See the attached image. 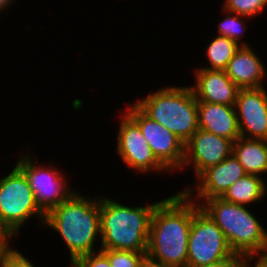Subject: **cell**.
<instances>
[{
	"label": "cell",
	"mask_w": 267,
	"mask_h": 267,
	"mask_svg": "<svg viewBox=\"0 0 267 267\" xmlns=\"http://www.w3.org/2000/svg\"><path fill=\"white\" fill-rule=\"evenodd\" d=\"M191 189L157 203L153 210L146 256L169 267H187L188 238L194 209Z\"/></svg>",
	"instance_id": "6da1fadb"
},
{
	"label": "cell",
	"mask_w": 267,
	"mask_h": 267,
	"mask_svg": "<svg viewBox=\"0 0 267 267\" xmlns=\"http://www.w3.org/2000/svg\"><path fill=\"white\" fill-rule=\"evenodd\" d=\"M44 224L62 236L74 264L80 257L94 253L95 238L100 234V199L84 198L74 191L45 215Z\"/></svg>",
	"instance_id": "7a4b0ae2"
},
{
	"label": "cell",
	"mask_w": 267,
	"mask_h": 267,
	"mask_svg": "<svg viewBox=\"0 0 267 267\" xmlns=\"http://www.w3.org/2000/svg\"><path fill=\"white\" fill-rule=\"evenodd\" d=\"M157 203L134 208L121 205L110 198H101L100 248L146 254L151 216Z\"/></svg>",
	"instance_id": "3957f363"
},
{
	"label": "cell",
	"mask_w": 267,
	"mask_h": 267,
	"mask_svg": "<svg viewBox=\"0 0 267 267\" xmlns=\"http://www.w3.org/2000/svg\"><path fill=\"white\" fill-rule=\"evenodd\" d=\"M200 207L222 230L231 250L238 255L267 253V232L243 205L213 197Z\"/></svg>",
	"instance_id": "277c9868"
},
{
	"label": "cell",
	"mask_w": 267,
	"mask_h": 267,
	"mask_svg": "<svg viewBox=\"0 0 267 267\" xmlns=\"http://www.w3.org/2000/svg\"><path fill=\"white\" fill-rule=\"evenodd\" d=\"M134 104L184 144L199 129L197 100L191 86L166 87Z\"/></svg>",
	"instance_id": "5b68a950"
},
{
	"label": "cell",
	"mask_w": 267,
	"mask_h": 267,
	"mask_svg": "<svg viewBox=\"0 0 267 267\" xmlns=\"http://www.w3.org/2000/svg\"><path fill=\"white\" fill-rule=\"evenodd\" d=\"M33 215H40L44 223L45 214L36 204L24 172L16 165L0 179V222L14 237L19 227Z\"/></svg>",
	"instance_id": "8992f818"
},
{
	"label": "cell",
	"mask_w": 267,
	"mask_h": 267,
	"mask_svg": "<svg viewBox=\"0 0 267 267\" xmlns=\"http://www.w3.org/2000/svg\"><path fill=\"white\" fill-rule=\"evenodd\" d=\"M234 254L222 230L198 204L189 232L187 266L212 264Z\"/></svg>",
	"instance_id": "52a82bcc"
},
{
	"label": "cell",
	"mask_w": 267,
	"mask_h": 267,
	"mask_svg": "<svg viewBox=\"0 0 267 267\" xmlns=\"http://www.w3.org/2000/svg\"><path fill=\"white\" fill-rule=\"evenodd\" d=\"M16 165L24 172L34 193L36 204L45 215L74 192L67 187L68 183L63 174L54 168L43 169L27 154L20 158Z\"/></svg>",
	"instance_id": "ba28073f"
},
{
	"label": "cell",
	"mask_w": 267,
	"mask_h": 267,
	"mask_svg": "<svg viewBox=\"0 0 267 267\" xmlns=\"http://www.w3.org/2000/svg\"><path fill=\"white\" fill-rule=\"evenodd\" d=\"M125 113L139 126L153 154L166 169L182 168L185 144L175 134L150 119L135 104Z\"/></svg>",
	"instance_id": "9c48e42d"
},
{
	"label": "cell",
	"mask_w": 267,
	"mask_h": 267,
	"mask_svg": "<svg viewBox=\"0 0 267 267\" xmlns=\"http://www.w3.org/2000/svg\"><path fill=\"white\" fill-rule=\"evenodd\" d=\"M117 143L118 154L129 167L142 172L166 170L153 154L139 126L126 113L120 123Z\"/></svg>",
	"instance_id": "30bf717a"
},
{
	"label": "cell",
	"mask_w": 267,
	"mask_h": 267,
	"mask_svg": "<svg viewBox=\"0 0 267 267\" xmlns=\"http://www.w3.org/2000/svg\"><path fill=\"white\" fill-rule=\"evenodd\" d=\"M235 110L239 112L236 115L240 137L267 140V91L264 87L240 89Z\"/></svg>",
	"instance_id": "8fae6325"
},
{
	"label": "cell",
	"mask_w": 267,
	"mask_h": 267,
	"mask_svg": "<svg viewBox=\"0 0 267 267\" xmlns=\"http://www.w3.org/2000/svg\"><path fill=\"white\" fill-rule=\"evenodd\" d=\"M233 142L225 137L198 129L184 145V162L194 163L198 177L207 168L217 165L232 154ZM192 160V162H191Z\"/></svg>",
	"instance_id": "7c38bea8"
},
{
	"label": "cell",
	"mask_w": 267,
	"mask_h": 267,
	"mask_svg": "<svg viewBox=\"0 0 267 267\" xmlns=\"http://www.w3.org/2000/svg\"><path fill=\"white\" fill-rule=\"evenodd\" d=\"M195 74L196 85L191 88L197 101L235 106L240 88L225 71L199 68Z\"/></svg>",
	"instance_id": "4fadbf2b"
},
{
	"label": "cell",
	"mask_w": 267,
	"mask_h": 267,
	"mask_svg": "<svg viewBox=\"0 0 267 267\" xmlns=\"http://www.w3.org/2000/svg\"><path fill=\"white\" fill-rule=\"evenodd\" d=\"M246 174L239 160L231 154L198 176L200 183L196 187L198 188L197 197L202 198L203 201L213 197H221L231 185Z\"/></svg>",
	"instance_id": "5bb4252c"
},
{
	"label": "cell",
	"mask_w": 267,
	"mask_h": 267,
	"mask_svg": "<svg viewBox=\"0 0 267 267\" xmlns=\"http://www.w3.org/2000/svg\"><path fill=\"white\" fill-rule=\"evenodd\" d=\"M199 129L225 137L233 143L240 137L235 106L197 101Z\"/></svg>",
	"instance_id": "9a60e30c"
},
{
	"label": "cell",
	"mask_w": 267,
	"mask_h": 267,
	"mask_svg": "<svg viewBox=\"0 0 267 267\" xmlns=\"http://www.w3.org/2000/svg\"><path fill=\"white\" fill-rule=\"evenodd\" d=\"M260 58L248 46H240L229 61L225 72L227 76L240 88H262L265 69Z\"/></svg>",
	"instance_id": "2e32d148"
},
{
	"label": "cell",
	"mask_w": 267,
	"mask_h": 267,
	"mask_svg": "<svg viewBox=\"0 0 267 267\" xmlns=\"http://www.w3.org/2000/svg\"><path fill=\"white\" fill-rule=\"evenodd\" d=\"M232 155L247 174L267 173V140L239 137L232 145Z\"/></svg>",
	"instance_id": "e0dca14e"
},
{
	"label": "cell",
	"mask_w": 267,
	"mask_h": 267,
	"mask_svg": "<svg viewBox=\"0 0 267 267\" xmlns=\"http://www.w3.org/2000/svg\"><path fill=\"white\" fill-rule=\"evenodd\" d=\"M266 185L261 176L246 174L231 185L221 198L238 205L260 201L265 195Z\"/></svg>",
	"instance_id": "ac0fdd59"
},
{
	"label": "cell",
	"mask_w": 267,
	"mask_h": 267,
	"mask_svg": "<svg viewBox=\"0 0 267 267\" xmlns=\"http://www.w3.org/2000/svg\"><path fill=\"white\" fill-rule=\"evenodd\" d=\"M240 46L248 45L244 42L238 45L232 39L218 35L207 46L206 53L211 66L205 67V69L225 71L229 61Z\"/></svg>",
	"instance_id": "d6986e66"
},
{
	"label": "cell",
	"mask_w": 267,
	"mask_h": 267,
	"mask_svg": "<svg viewBox=\"0 0 267 267\" xmlns=\"http://www.w3.org/2000/svg\"><path fill=\"white\" fill-rule=\"evenodd\" d=\"M109 259L111 267H140L146 254L129 250L100 249Z\"/></svg>",
	"instance_id": "ffe728a7"
},
{
	"label": "cell",
	"mask_w": 267,
	"mask_h": 267,
	"mask_svg": "<svg viewBox=\"0 0 267 267\" xmlns=\"http://www.w3.org/2000/svg\"><path fill=\"white\" fill-rule=\"evenodd\" d=\"M227 17L224 18V20L219 23V27H218V35L221 36H225L229 39H232L234 42H236L238 45L239 41L241 40V36L244 33V31L246 30L244 21L241 20L243 18L240 17H244L246 18L247 16H243V15H239L236 13H232L229 11H226ZM231 14V16H230ZM244 30V31H243Z\"/></svg>",
	"instance_id": "44dd1931"
},
{
	"label": "cell",
	"mask_w": 267,
	"mask_h": 267,
	"mask_svg": "<svg viewBox=\"0 0 267 267\" xmlns=\"http://www.w3.org/2000/svg\"><path fill=\"white\" fill-rule=\"evenodd\" d=\"M267 6V0H225V11L251 17L257 15Z\"/></svg>",
	"instance_id": "7402d4cb"
},
{
	"label": "cell",
	"mask_w": 267,
	"mask_h": 267,
	"mask_svg": "<svg viewBox=\"0 0 267 267\" xmlns=\"http://www.w3.org/2000/svg\"><path fill=\"white\" fill-rule=\"evenodd\" d=\"M73 267H111L108 257L101 251L80 257Z\"/></svg>",
	"instance_id": "603a6c76"
},
{
	"label": "cell",
	"mask_w": 267,
	"mask_h": 267,
	"mask_svg": "<svg viewBox=\"0 0 267 267\" xmlns=\"http://www.w3.org/2000/svg\"><path fill=\"white\" fill-rule=\"evenodd\" d=\"M0 267H34L19 251L11 249L5 253Z\"/></svg>",
	"instance_id": "cb8c5ba5"
},
{
	"label": "cell",
	"mask_w": 267,
	"mask_h": 267,
	"mask_svg": "<svg viewBox=\"0 0 267 267\" xmlns=\"http://www.w3.org/2000/svg\"><path fill=\"white\" fill-rule=\"evenodd\" d=\"M241 255L234 254L232 257L220 260L218 262L201 265V266H187V267H240Z\"/></svg>",
	"instance_id": "d4e9b609"
},
{
	"label": "cell",
	"mask_w": 267,
	"mask_h": 267,
	"mask_svg": "<svg viewBox=\"0 0 267 267\" xmlns=\"http://www.w3.org/2000/svg\"><path fill=\"white\" fill-rule=\"evenodd\" d=\"M241 263L240 267H248L247 258L250 260H254L253 255H242L241 256ZM254 267H267V253L266 254H261L259 257V260H257V263L254 265Z\"/></svg>",
	"instance_id": "484cf974"
},
{
	"label": "cell",
	"mask_w": 267,
	"mask_h": 267,
	"mask_svg": "<svg viewBox=\"0 0 267 267\" xmlns=\"http://www.w3.org/2000/svg\"><path fill=\"white\" fill-rule=\"evenodd\" d=\"M140 267H169V266L153 261L146 256Z\"/></svg>",
	"instance_id": "4316f807"
},
{
	"label": "cell",
	"mask_w": 267,
	"mask_h": 267,
	"mask_svg": "<svg viewBox=\"0 0 267 267\" xmlns=\"http://www.w3.org/2000/svg\"><path fill=\"white\" fill-rule=\"evenodd\" d=\"M12 235L0 222V241H9Z\"/></svg>",
	"instance_id": "83f0119b"
},
{
	"label": "cell",
	"mask_w": 267,
	"mask_h": 267,
	"mask_svg": "<svg viewBox=\"0 0 267 267\" xmlns=\"http://www.w3.org/2000/svg\"><path fill=\"white\" fill-rule=\"evenodd\" d=\"M8 243L9 241H0V265L5 253L11 250V248L8 246L9 245Z\"/></svg>",
	"instance_id": "f1b7e54d"
},
{
	"label": "cell",
	"mask_w": 267,
	"mask_h": 267,
	"mask_svg": "<svg viewBox=\"0 0 267 267\" xmlns=\"http://www.w3.org/2000/svg\"><path fill=\"white\" fill-rule=\"evenodd\" d=\"M14 0H0V12L8 7L9 4Z\"/></svg>",
	"instance_id": "f546056e"
}]
</instances>
